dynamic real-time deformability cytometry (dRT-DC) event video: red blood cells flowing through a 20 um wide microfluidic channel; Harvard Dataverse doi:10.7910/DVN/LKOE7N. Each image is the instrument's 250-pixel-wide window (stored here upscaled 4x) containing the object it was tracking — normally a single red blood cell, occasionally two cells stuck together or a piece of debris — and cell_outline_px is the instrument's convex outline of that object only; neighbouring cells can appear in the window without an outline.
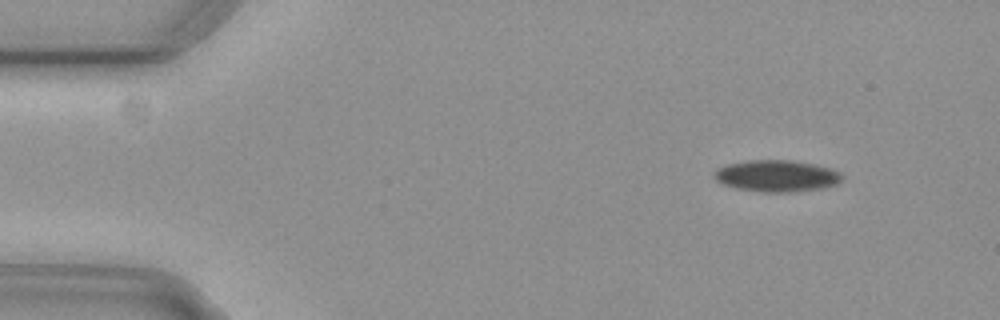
{"species": "common noctule bat (a hibernating species)", "species_latin": "Nyctalus noctula", "temperature_condition": "cold", "stored_images_in_passage": 52, "camera_frame_rate_fps": 3000, "um_per_image_px": 0.085, "animal": {"sex": "female", "body_mass_g": 29.2, "forearm_length_mm": 56.3}, "frame": {"image": 1, "passage_image": 2, "time_ms": 0.333, "image_size_px": [1000, 320], "cell_outline_px": [[844, 180], [836, 184], [824, 188], [792, 192], [764, 192], [736, 188], [720, 184], [712, 176], [712, 172], [716, 168], [728, 164], [748, 160], [788, 160], [816, 164], [832, 168], [840, 172], [844, 176]], "centroid_in_image_um": [66.02, 14.95], "position_along_channel_um": 19.0, "area_um2": 23.99}}
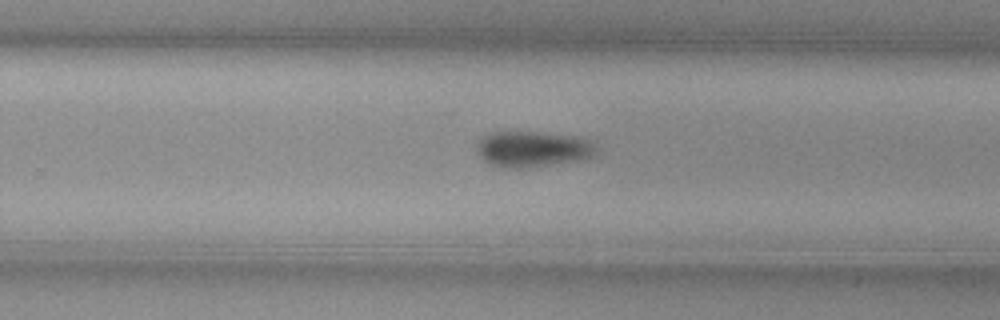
{"frame": {"image": 2, "passage_image": 31, "time_ms": 10.0, "image_size_px": [1000, 320], "cell_outline_px": [[596, 152], [592, 156], [580, 160], [536, 168], [508, 168], [488, 164], [476, 152], [476, 144], [480, 136], [488, 132], [536, 132], [576, 136], [588, 140], [596, 144]], "centroid_in_image_um": [45.24, 12.68], "position_along_channel_um": 284.6, "area_um2": 25.49}}
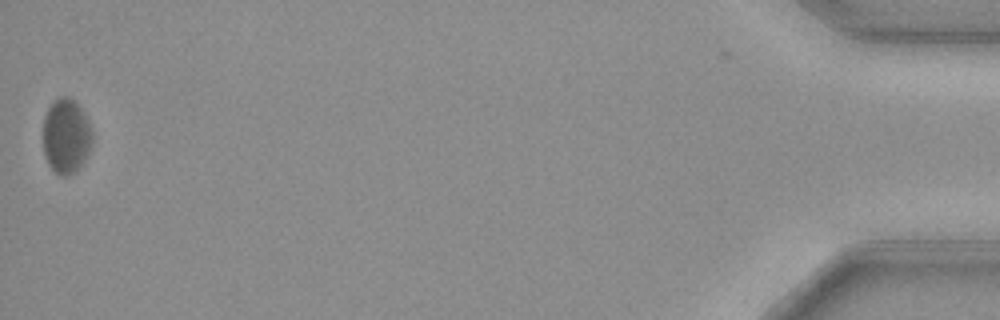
{"frame": {"image": 3, "passage_image": 51, "time_ms": 16.667, "image_size_px": [1000, 320], "cell_outline_px": [[92, 140], [88, 152], [84, 160], [76, 172], [68, 176], [60, 176], [48, 164], [44, 156], [44, 116], [52, 100], [60, 96], [68, 96], [84, 112], [92, 128]], "centroid_in_image_um": [5.62, 11.56], "position_along_channel_um": 429.6, "area_um2": 21.5}}